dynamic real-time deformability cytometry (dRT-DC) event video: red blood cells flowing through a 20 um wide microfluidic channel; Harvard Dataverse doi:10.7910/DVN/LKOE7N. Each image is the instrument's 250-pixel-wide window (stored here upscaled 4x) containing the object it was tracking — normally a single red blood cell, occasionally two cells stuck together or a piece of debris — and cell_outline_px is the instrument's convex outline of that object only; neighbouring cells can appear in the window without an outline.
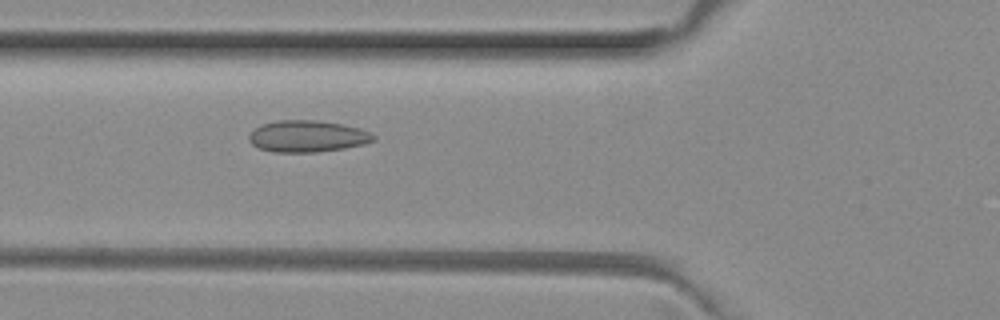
{"species": "common noctule bat (a hibernating species)", "species_latin": "Nyctalus noctula", "temperature_condition": "room temperature", "stored_images_in_passage": 6, "camera_frame_rate_fps": 3000, "um_per_image_px": 0.085, "animal": {"sex": "female", "body_mass_g": 29.2, "forearm_length_mm": 56.3}, "frame": {"image": 1, "passage_image": 6, "time_ms": 1.667, "image_size_px": [1000, 320], "cell_outline_px": [[376, 140], [364, 144], [344, 148], [316, 152], [272, 152], [260, 148], [252, 144], [248, 140], [248, 136], [260, 124], [280, 120], [316, 120], [340, 124], [360, 128], [372, 132], [376, 136]], "centroid_in_image_um": [26.15, 11.58], "position_along_channel_um": 99.6, "area_um2": 23.0}}